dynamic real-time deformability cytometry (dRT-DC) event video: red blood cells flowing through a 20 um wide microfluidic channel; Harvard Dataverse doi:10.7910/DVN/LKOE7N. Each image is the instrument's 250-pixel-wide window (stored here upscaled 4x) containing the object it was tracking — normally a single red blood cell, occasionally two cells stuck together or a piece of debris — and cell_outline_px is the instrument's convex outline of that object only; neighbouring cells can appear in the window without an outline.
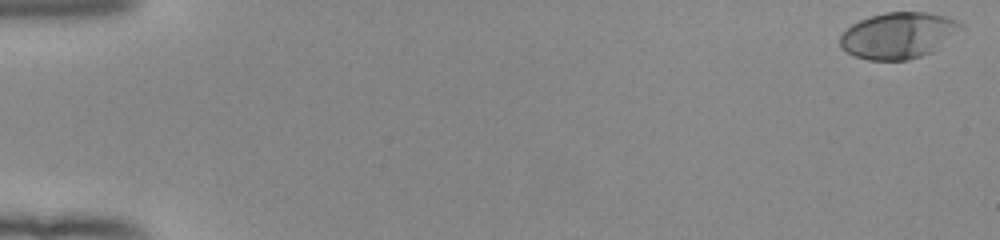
{"species": "human", "species_latin": "Homo sapiens", "temperature_condition": "room temperature", "stored_images_in_passage": 53, "camera_frame_rate_fps": 3000, "um_per_image_px": 0.085, "donor": {"sex": "female"}, "frame": {"image": 1, "passage_image": 1, "time_ms": 0.0, "image_size_px": [1000, 240], "cell_outline_px": [[964, 28], [932, 52], [908, 60], [868, 60], [852, 56], [840, 48], [840, 36], [852, 24], [860, 20], [884, 12], [928, 12], [944, 16], [956, 20], [964, 24]], "centroid_in_image_um": [76.35, 3.02], "position_along_channel_um": 8.6, "area_um2": 32.6}}
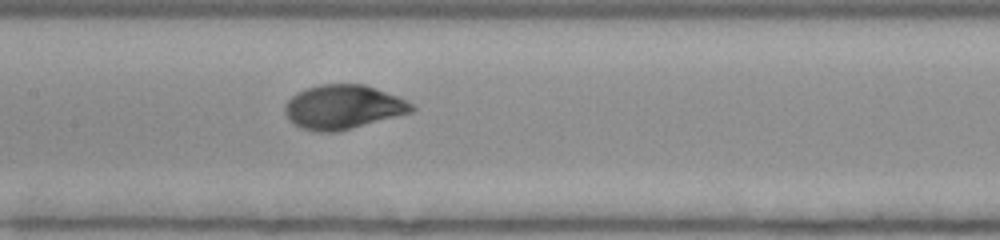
{"frame": {"image": 2, "passage_image": 27, "time_ms": 8.667, "image_size_px": [1000, 240], "cell_outline_px": [[416, 108], [412, 112], [340, 132], [316, 132], [300, 128], [292, 124], [288, 120], [284, 112], [284, 104], [296, 92], [304, 88], [320, 84], [364, 84], [376, 88], [396, 96], [412, 104]], "centroid_in_image_um": [29.1, 9.11], "position_along_channel_um": 178.3, "area_um2": 33.0}}
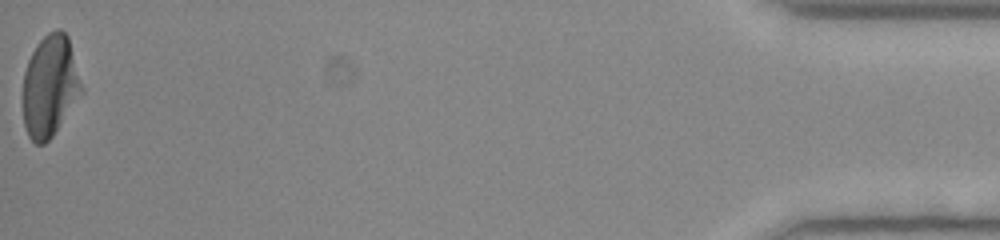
{"frame": {"image": 3, "passage_image": 53, "time_ms": 17.333, "image_size_px": [1000, 240], "cell_outline_px": [[84, 92], [52, 136], [44, 144], [36, 144], [28, 136], [24, 124], [24, 72], [28, 60], [36, 44], [48, 32], [56, 28], [60, 28], [68, 36], [84, 88]], "centroid_in_image_um": [4.27, 7.29], "position_along_channel_um": 430.9, "area_um2": 34.85}, "authors_computed_cell_mechanics": {"area_um2": 32.657, "velocity_mm_per_s": 3.9511, "shape_relaxation_time_tau1_ms": 2.7641, "shape_relaxation_time_tau2_ms": null, "deformation_change_tau1": 0.1754, "deformation_change_tau2": null}}